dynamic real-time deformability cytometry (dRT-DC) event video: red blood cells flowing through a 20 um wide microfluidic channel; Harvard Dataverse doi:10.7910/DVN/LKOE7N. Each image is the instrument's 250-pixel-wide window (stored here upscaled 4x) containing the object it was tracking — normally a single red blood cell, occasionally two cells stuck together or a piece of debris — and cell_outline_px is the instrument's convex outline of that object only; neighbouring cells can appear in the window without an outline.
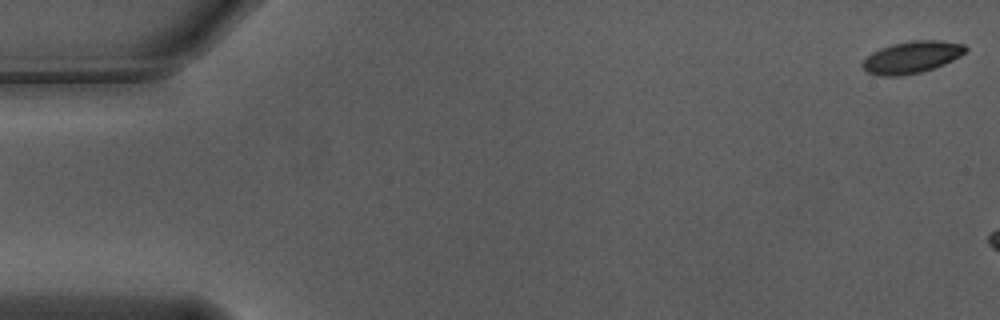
{"species": "Egyptian fruit bat (a non-hibernating species)", "species_latin": "Rousettus aegyptiacus", "temperature_condition": "warm", "stored_images_in_passage": 14, "camera_frame_rate_fps": 3000, "um_per_image_px": 0.085, "animal": {"sex": "male"}, "frame": {"image": 1, "passage_image": 1, "time_ms": 0.0, "image_size_px": [1000, 320], "cell_outline_px": [[968, 48], [960, 56], [944, 64], [920, 72], [900, 76], [880, 76], [868, 72], [860, 64], [872, 52], [880, 48], [892, 44], [912, 40], [940, 40], [964, 44]], "centroid_in_image_um": [77.49, 4.85], "position_along_channel_um": 7.5, "area_um2": 19.07}}